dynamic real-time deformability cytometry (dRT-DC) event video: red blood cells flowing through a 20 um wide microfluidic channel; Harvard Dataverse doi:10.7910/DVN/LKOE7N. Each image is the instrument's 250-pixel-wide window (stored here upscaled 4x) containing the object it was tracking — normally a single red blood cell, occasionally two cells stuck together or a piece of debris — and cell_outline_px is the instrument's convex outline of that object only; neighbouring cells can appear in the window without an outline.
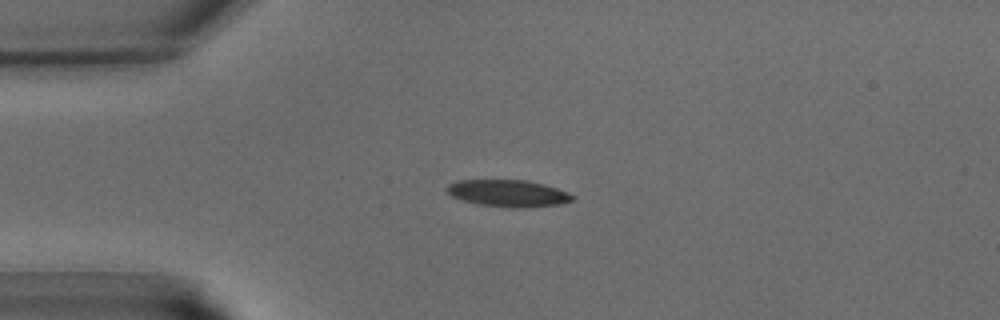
{"species": "common noctule bat (a hibernating species)", "species_latin": "Nyctalus noctula", "temperature_condition": "warm", "stored_images_in_passage": 33, "camera_frame_rate_fps": 3000, "um_per_image_px": 0.085, "animal": {"sex": "male", "body_mass_g": 15.6}, "frame": {"image": 1, "passage_image": 1, "time_ms": 0.0, "image_size_px": [1000, 320], "cell_outline_px": [[576, 196], [572, 200], [560, 204], [520, 208], [512, 208], [480, 204], [464, 200], [452, 196], [444, 188], [448, 184], [456, 180], [528, 180], [544, 184], [568, 192]], "centroid_in_image_um": [43.2, 16.42], "position_along_channel_um": 41.8, "area_um2": 19.65}}
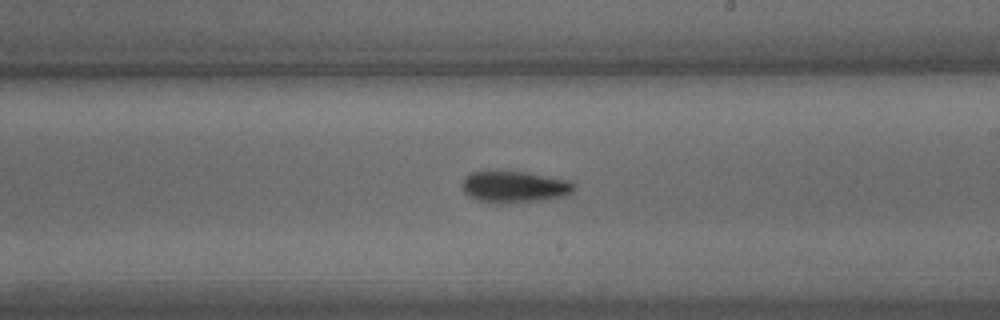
{"frame": {"image": 2, "passage_image": 15, "time_ms": 4.667, "image_size_px": [1000, 320], "cell_outline_px": [[576, 188], [572, 192], [564, 196], [544, 200], [496, 204], [488, 204], [476, 200], [468, 196], [464, 192], [460, 184], [464, 176], [472, 172], [528, 172], [568, 180], [576, 184]], "centroid_in_image_um": [43.7, 15.9], "position_along_channel_um": 245.3, "area_um2": 20.92}}
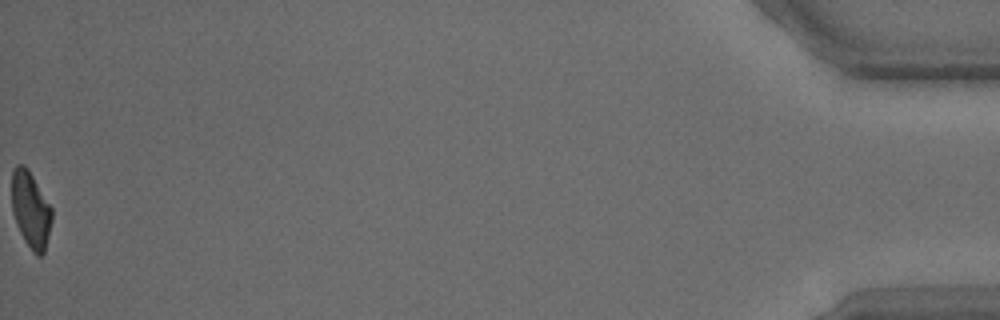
{"frame": {"image": 3, "passage_image": 33, "time_ms": 10.667, "image_size_px": [1000, 320], "cell_outline_px": [[52, 220], [44, 252], [40, 256], [36, 256], [24, 240], [20, 232], [12, 212], [12, 168], [16, 164], [24, 164], [28, 168], [52, 208]], "centroid_in_image_um": [2.6, 17.79], "position_along_channel_um": 432.6, "area_um2": 17.86}}